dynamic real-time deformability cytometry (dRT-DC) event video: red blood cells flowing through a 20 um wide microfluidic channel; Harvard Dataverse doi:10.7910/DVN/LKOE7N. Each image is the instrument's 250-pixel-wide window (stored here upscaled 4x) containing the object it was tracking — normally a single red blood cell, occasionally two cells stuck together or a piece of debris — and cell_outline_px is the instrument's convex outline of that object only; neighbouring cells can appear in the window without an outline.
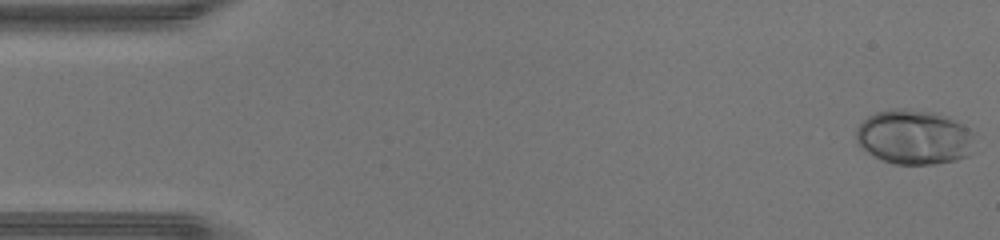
{"species": "human", "species_latin": "Homo sapiens", "temperature_condition": "warm", "stored_images_in_passage": 47, "camera_frame_rate_fps": 3000, "um_per_image_px": 0.085, "donor": {"sex": "male"}, "frame": {"image": 1, "passage_image": 1, "time_ms": 0.0, "image_size_px": [1000, 240], "cell_outline_px": [[976, 132], [972, 152], [968, 156], [956, 160], [936, 164], [892, 164], [860, 148], [856, 140], [856, 128], [868, 116], [876, 112], [896, 108], [908, 108], [936, 112], [948, 116]], "centroid_in_image_um": [77.74, 11.64], "position_along_channel_um": 7.3, "area_um2": 38.38}}
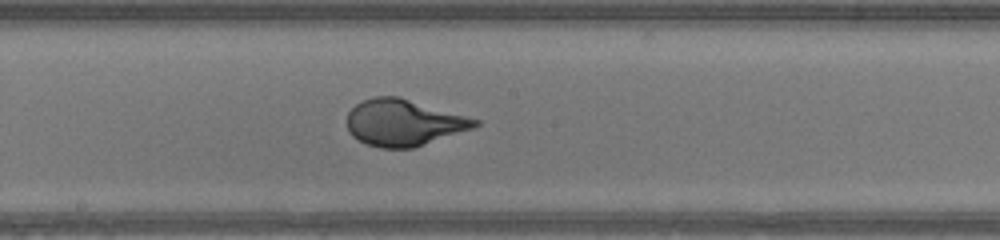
{"frame": {"image": 2, "passage_image": 25, "time_ms": 8.0, "image_size_px": [1000, 240], "cell_outline_px": [[480, 124], [472, 128], [412, 148], [380, 148], [368, 144], [352, 136], [348, 132], [348, 112], [356, 104], [372, 96], [400, 96], [480, 120]], "centroid_in_image_um": [34.29, 10.41], "position_along_channel_um": 213.9, "area_um2": 34.39}}
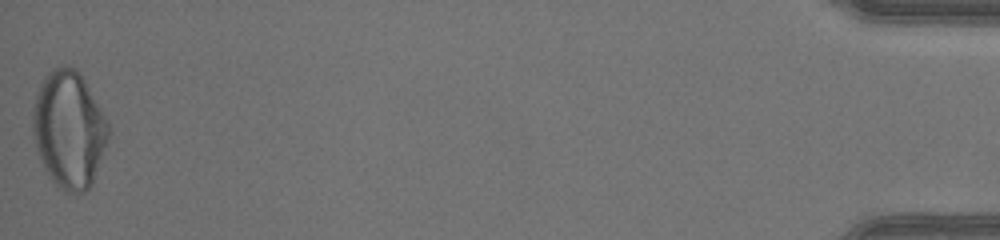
{"frame": {"image": 3, "passage_image": 47, "time_ms": 15.333, "image_size_px": [1000, 240], "cell_outline_px": [[112, 132], [92, 184], [84, 192], [64, 192], [52, 180], [44, 168], [40, 160], [36, 148], [32, 132], [32, 108], [40, 84], [44, 76], [48, 72], [56, 68], [76, 68], [80, 72], [104, 116]], "centroid_in_image_um": [5.86, 11.03], "position_along_channel_um": 429.3, "area_um2": 51.5}, "authors_computed_cell_mechanics": {"area_um2": 35.6048, "velocity_mm_per_s": 4.3975, "shape_relaxation_time_tau1_ms": 5.1334, "shape_relaxation_time_tau2_ms": null, "deformation_change_tau1": 0.2556, "deformation_change_tau2": null}}